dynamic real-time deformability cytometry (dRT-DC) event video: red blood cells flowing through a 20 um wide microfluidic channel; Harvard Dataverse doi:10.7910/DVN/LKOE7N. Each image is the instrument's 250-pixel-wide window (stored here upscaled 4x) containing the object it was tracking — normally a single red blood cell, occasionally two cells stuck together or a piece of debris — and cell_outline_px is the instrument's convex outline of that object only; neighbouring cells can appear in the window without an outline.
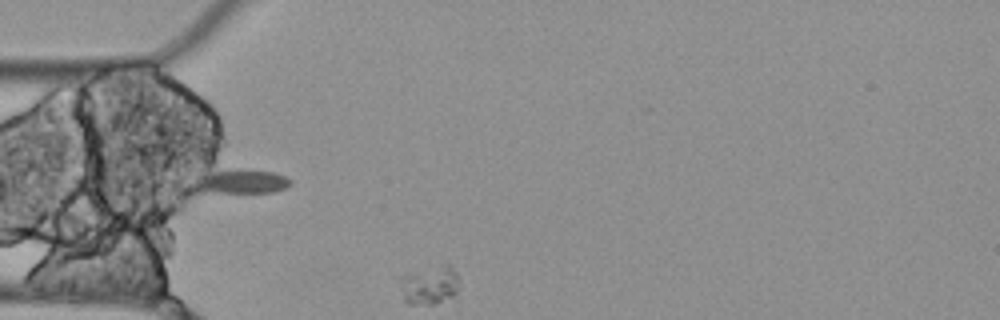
{"species": "Egyptian fruit bat (a non-hibernating species)", "species_latin": "Rousettus aegyptiacus", "temperature_condition": "cold", "stored_images_in_passage": 5, "camera_frame_rate_fps": 3000, "um_per_image_px": 0.085, "animal": {"sex": "female"}, "frame": {"image": 1, "passage_image": 5, "time_ms": 1.333, "image_size_px": [1000, 320], "cell_outline_px": [[460, 284], [456, 292], [452, 296], [436, 304], [408, 304], [404, 300], [392, 276], [408, 272], [444, 264], [448, 264], [456, 272]], "centroid_in_image_um": [36.37, 24.21], "position_along_channel_um": 48.6, "area_um2": 14.16}}